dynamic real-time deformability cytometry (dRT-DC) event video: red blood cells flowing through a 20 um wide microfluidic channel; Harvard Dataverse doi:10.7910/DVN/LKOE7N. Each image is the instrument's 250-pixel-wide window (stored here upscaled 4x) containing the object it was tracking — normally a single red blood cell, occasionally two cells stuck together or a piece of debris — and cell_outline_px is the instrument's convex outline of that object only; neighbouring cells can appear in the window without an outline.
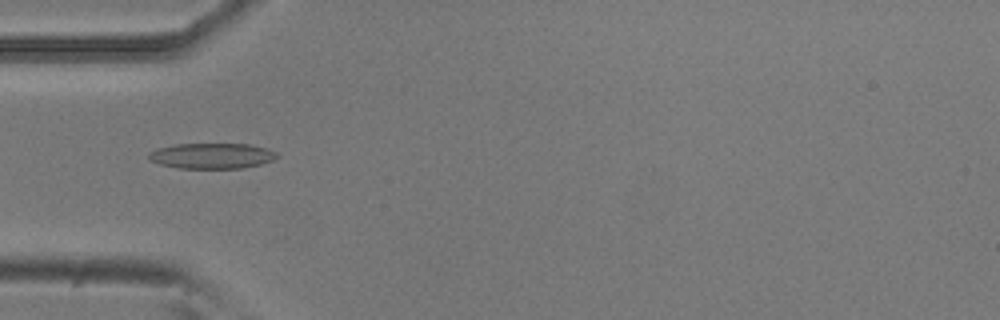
{"species": "common noctule bat (a hibernating species)", "species_latin": "Nyctalus noctula", "temperature_condition": "room temperature", "stored_images_in_passage": 52, "camera_frame_rate_fps": 3000, "um_per_image_px": 0.085, "animal": {"sex": "male", "body_mass_g": 20.5, "forearm_length_mm": 52.5}, "frame": {"image": 1, "passage_image": 16, "time_ms": 5.0, "image_size_px": [1000, 320], "cell_outline_px": [[280, 156], [272, 160], [260, 164], [244, 168], [176, 168], [160, 164], [148, 160], [148, 152], [156, 148], [176, 144], [248, 144], [268, 148], [276, 152]], "centroid_in_image_um": [17.99, 13.24], "position_along_channel_um": 67.0, "area_um2": 19.25}}
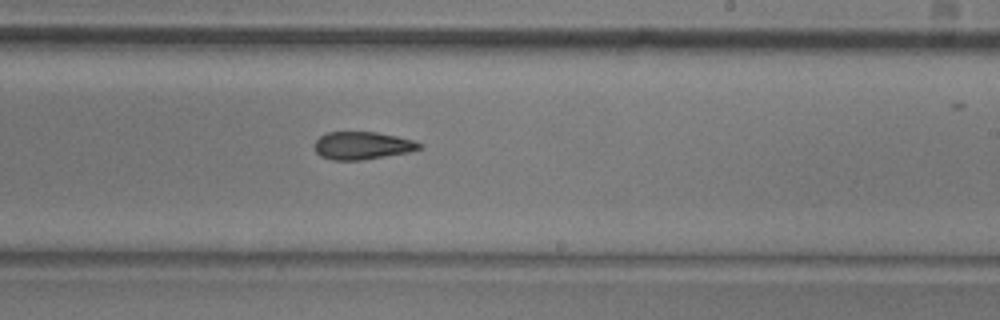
{"frame": {"image": 2, "passage_image": 31, "time_ms": 10.0, "image_size_px": [1000, 320], "cell_outline_px": [[424, 144], [420, 148], [408, 152], [360, 160], [332, 160], [320, 156], [316, 152], [316, 140], [320, 136], [328, 132], [376, 132], [416, 140]], "centroid_in_image_um": [30.82, 12.37], "position_along_channel_um": 258.2, "area_um2": 16.82}}
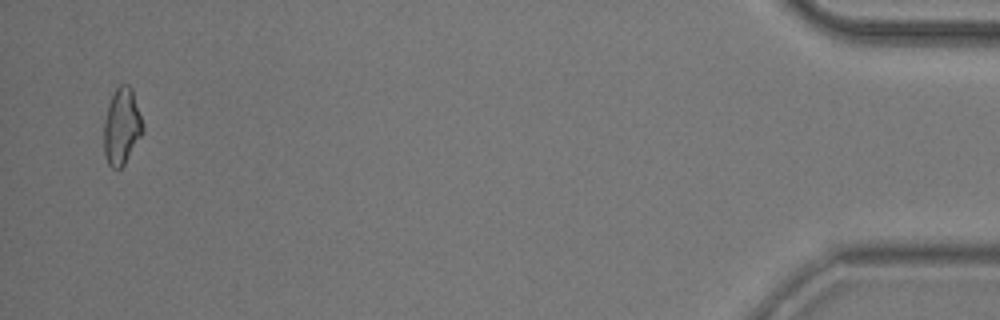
{"frame": {"image": 3, "passage_image": 51, "time_ms": 16.667, "image_size_px": [1000, 320], "cell_outline_px": [[144, 132], [124, 164], [116, 172], [108, 164], [104, 156], [104, 120], [112, 96], [116, 88], [120, 84], [128, 84], [132, 88], [144, 128]], "centroid_in_image_um": [10.35, 10.79], "position_along_channel_um": 424.9, "area_um2": 17.34}, "authors_computed_cell_mechanics": {"area_um2": 17.4845, "velocity_mm_per_s": 3.8122, "shape_relaxation_time_tau1_ms": 7.2239, "shape_relaxation_time_tau2_ms": 5.1801, "deformation_change_tau1": 0.1709, "deformation_change_tau2": 0.1461}}